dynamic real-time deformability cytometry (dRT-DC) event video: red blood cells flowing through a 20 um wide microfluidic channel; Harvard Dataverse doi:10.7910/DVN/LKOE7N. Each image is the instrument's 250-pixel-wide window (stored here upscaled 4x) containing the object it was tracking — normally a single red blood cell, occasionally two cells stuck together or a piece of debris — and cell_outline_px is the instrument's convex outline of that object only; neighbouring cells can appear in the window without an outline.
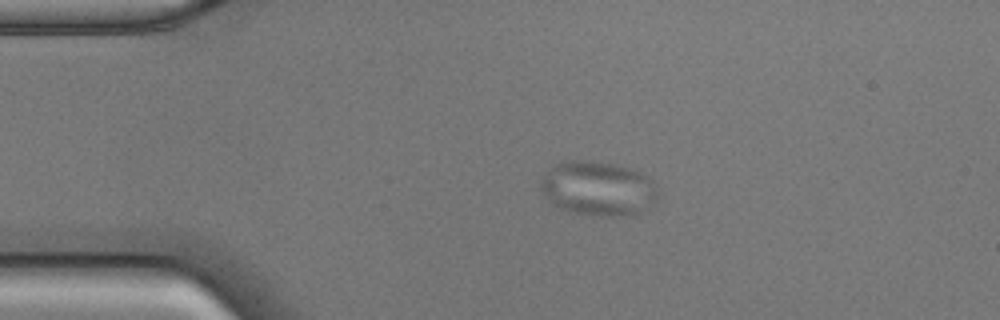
{"species": "common noctule bat (a hibernating species)", "species_latin": "Nyctalus noctula", "temperature_condition": "cold", "stored_images_in_passage": 50, "camera_frame_rate_fps": 3000, "um_per_image_px": 0.085, "animal": {"sex": "male", "body_mass_g": 17.9, "forearm_length_mm": 54.2}, "frame": {"image": 1, "passage_image": 6, "time_ms": 1.667, "image_size_px": [1000, 320], "cell_outline_px": [[656, 200], [652, 208], [640, 212], [624, 216], [600, 216], [576, 212], [560, 208], [552, 204], [544, 196], [540, 188], [540, 180], [552, 164], [572, 160], [588, 160], [616, 164], [640, 172], [648, 176], [652, 180], [656, 192]], "centroid_in_image_um": [50.82, 16.02], "position_along_channel_um": 34.2, "area_um2": 37.4}}
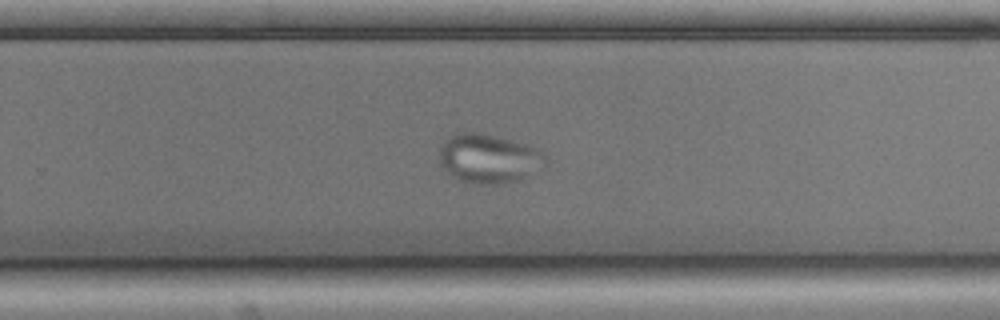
{"frame": {"image": 2, "passage_image": 30, "time_ms": 9.667, "image_size_px": [1000, 320], "cell_outline_px": [[548, 164], [520, 180], [500, 184], [476, 184], [460, 180], [452, 176], [444, 168], [440, 160], [440, 148], [452, 136], [460, 132], [472, 132], [492, 136], [540, 148], [548, 156]], "centroid_in_image_um": [41.63, 13.51], "position_along_channel_um": 288.2, "area_um2": 30.11}}
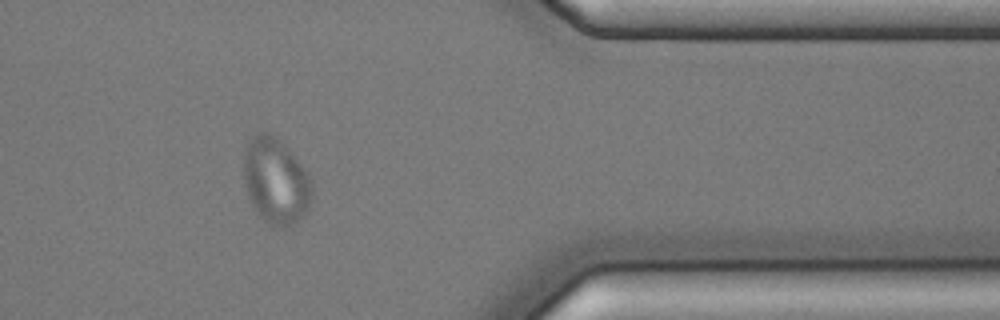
{"frame": {"image": 3, "passage_image": 40, "time_ms": 13.0, "image_size_px": [1000, 320], "cell_outline_px": [[312, 196], [308, 208], [304, 216], [292, 224], [276, 228], [268, 224], [260, 216], [252, 204], [248, 196], [244, 180], [244, 148], [248, 140], [256, 132], [268, 132], [276, 136], [288, 148], [312, 180]], "centroid_in_image_um": [23.43, 15.37], "position_along_channel_um": 388.0, "area_um2": 34.33}}